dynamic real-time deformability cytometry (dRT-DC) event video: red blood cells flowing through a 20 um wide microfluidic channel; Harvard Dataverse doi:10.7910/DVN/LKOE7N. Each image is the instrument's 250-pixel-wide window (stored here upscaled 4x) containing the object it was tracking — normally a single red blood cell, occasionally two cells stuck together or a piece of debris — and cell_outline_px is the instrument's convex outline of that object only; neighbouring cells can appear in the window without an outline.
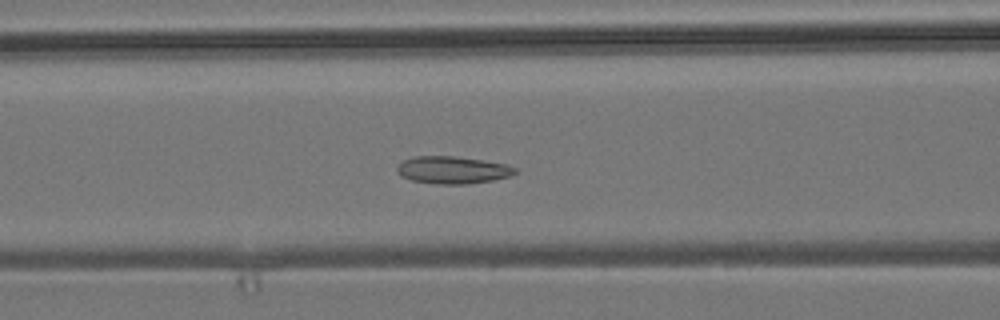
{"species": "common noctule bat (a hibernating species)", "species_latin": "Nyctalus noctula", "temperature_condition": "room temperature", "stored_images_in_passage": 53, "camera_frame_rate_fps": 3000, "um_per_image_px": 0.085, "animal": {"sex": "male", "body_mass_g": 19.2, "forearm_length_mm": 51.8}, "frame": {"image": 1, "passage_image": 21, "time_ms": 6.667, "image_size_px": [1000, 320], "cell_outline_px": [[520, 172], [512, 176], [492, 180], [468, 184], [436, 184], [412, 180], [400, 176], [396, 172], [396, 168], [404, 160], [416, 156], [452, 156], [484, 160], [508, 164], [516, 168]], "centroid_in_image_um": [38.52, 14.45], "position_along_channel_um": 128.1, "area_um2": 19.02}}
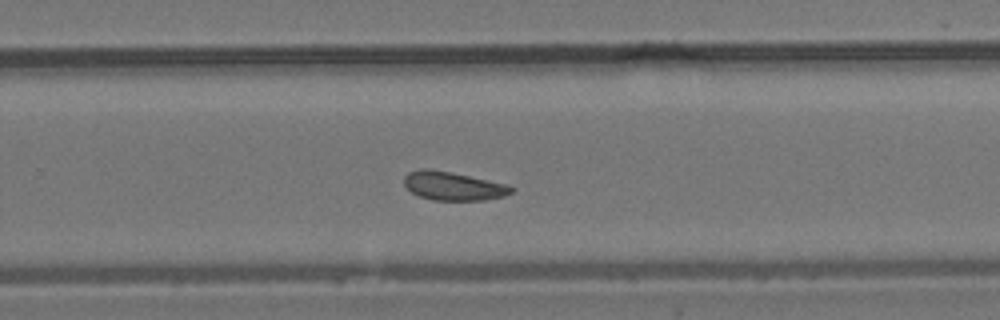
{"frame": {"image": 2, "passage_image": 34, "time_ms": 11.0, "image_size_px": [1000, 320], "cell_outline_px": [[516, 188], [512, 192], [504, 196], [484, 200], [432, 200], [420, 196], [412, 192], [404, 184], [404, 176], [408, 172], [420, 168], [428, 168], [452, 172], [508, 184]], "centroid_in_image_um": [38.53, 15.8], "position_along_channel_um": 291.3, "area_um2": 17.98}}
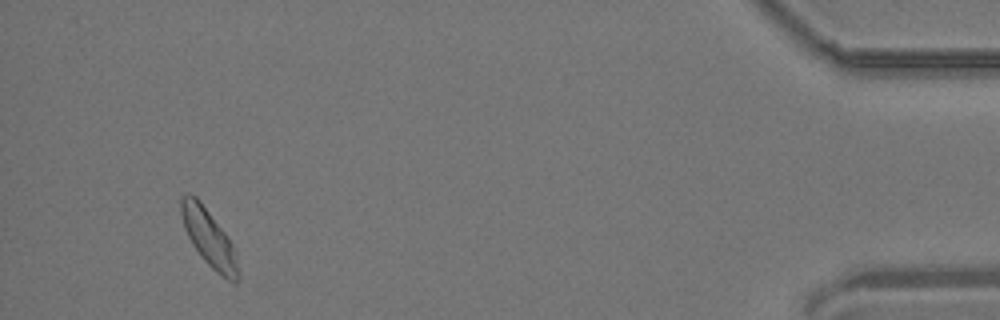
{"frame": {"image": 3, "passage_image": 50, "time_ms": 16.333, "image_size_px": [1000, 320], "cell_outline_px": [[240, 280], [228, 280], [216, 272], [200, 256], [192, 244], [184, 228], [180, 212], [180, 200], [188, 192], [196, 196], [200, 200], [228, 236], [236, 252], [240, 276]], "centroid_in_image_um": [17.76, 20.21], "position_along_channel_um": 417.4, "area_um2": 19.07}, "authors_computed_cell_mechanics": {"area_um2": 18.3804, "velocity_mm_per_s": 3.7778, "shape_relaxation_time_tau1_ms": null, "shape_relaxation_time_tau2_ms": 2.6863, "deformation_change_tau1": null, "deformation_change_tau2": 0.0899}}